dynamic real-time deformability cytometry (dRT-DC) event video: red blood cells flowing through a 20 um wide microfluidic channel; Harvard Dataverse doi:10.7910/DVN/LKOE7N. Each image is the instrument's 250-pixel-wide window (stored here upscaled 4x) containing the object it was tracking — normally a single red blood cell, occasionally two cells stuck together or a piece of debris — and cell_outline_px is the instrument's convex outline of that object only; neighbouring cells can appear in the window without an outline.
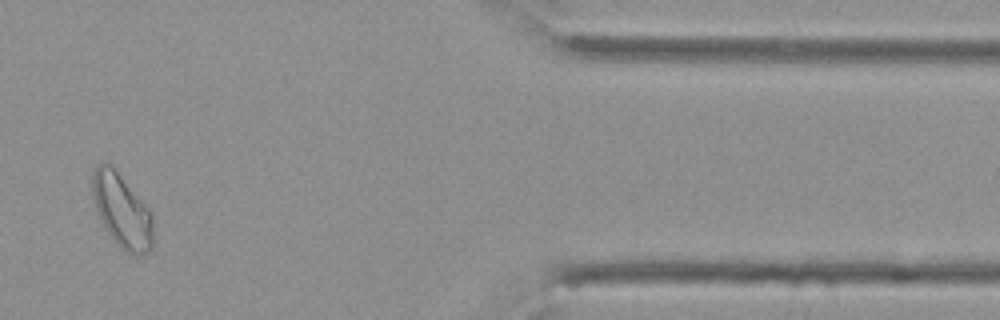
{"species": "Egyptian fruit bat (a non-hibernating species)", "species_latin": "Rousettus aegyptiacus", "temperature_condition": "cold", "stored_images_in_passage": 15, "camera_frame_rate_fps": 3000, "um_per_image_px": 0.085, "animal": {"sex": "female"}, "frame": {"image": 1, "passage_image": 13, "time_ms": 16.667, "image_size_px": [1000, 320], "cell_outline_px": [[152, 248], [148, 252], [140, 256], [128, 252], [120, 248], [116, 244], [108, 232], [96, 208], [92, 196], [92, 172], [100, 164], [112, 164], [148, 208], [152, 216]], "centroid_in_image_um": [10.36, 17.92], "position_along_channel_um": 401.0, "area_um2": 25.72}}